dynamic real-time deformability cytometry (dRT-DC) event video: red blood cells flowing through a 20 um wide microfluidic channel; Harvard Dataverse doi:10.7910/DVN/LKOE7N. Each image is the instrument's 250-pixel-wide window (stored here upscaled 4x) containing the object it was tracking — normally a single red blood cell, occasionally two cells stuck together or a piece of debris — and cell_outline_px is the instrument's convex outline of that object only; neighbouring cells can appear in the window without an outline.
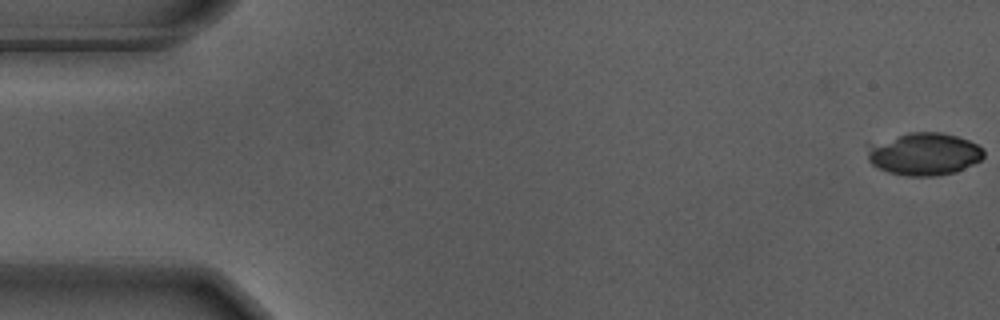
{"species": "Egyptian fruit bat (a non-hibernating species)", "species_latin": "Rousettus aegyptiacus", "temperature_condition": "warm", "stored_images_in_passage": 8, "camera_frame_rate_fps": 3000, "um_per_image_px": 0.085, "animal": {"sex": "male"}, "frame": {"image": 1, "passage_image": 1, "time_ms": 0.0, "image_size_px": [1000, 320], "cell_outline_px": [[984, 156], [980, 160], [956, 172], [936, 176], [908, 176], [888, 172], [872, 164], [868, 160], [868, 144], [912, 132], [940, 132], [956, 136], [968, 140], [976, 144], [984, 152]], "centroid_in_image_um": [78.54, 13.1], "position_along_channel_um": 6.5, "area_um2": 28.55}}